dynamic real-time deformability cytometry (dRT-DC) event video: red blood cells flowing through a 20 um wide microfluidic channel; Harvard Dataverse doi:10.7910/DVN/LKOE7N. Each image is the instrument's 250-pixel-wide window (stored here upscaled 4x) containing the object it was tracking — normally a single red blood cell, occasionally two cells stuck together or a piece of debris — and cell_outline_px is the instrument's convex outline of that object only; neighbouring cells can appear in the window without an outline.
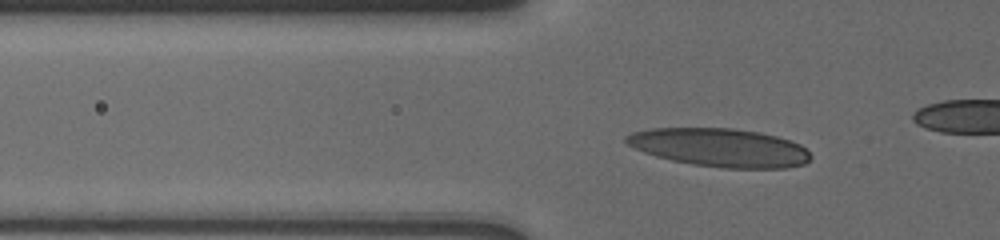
{"species": "human", "species_latin": "Homo sapiens", "temperature_condition": "cold", "stored_images_in_passage": 31, "camera_frame_rate_fps": 3000, "um_per_image_px": 0.085, "donor": {"sex": "male"}, "frame": {"image": 1, "passage_image": 10, "time_ms": 4.0, "image_size_px": [1000, 240], "cell_outline_px": [[812, 156], [804, 164], [788, 168], [720, 168], [692, 164], [672, 160], [656, 156], [644, 152], [628, 144], [624, 140], [624, 136], [632, 132], [652, 128], [732, 128], [760, 132], [776, 136], [800, 144]], "centroid_in_image_um": [61.18, 12.54], "position_along_channel_um": 64.6, "area_um2": 41.21}}
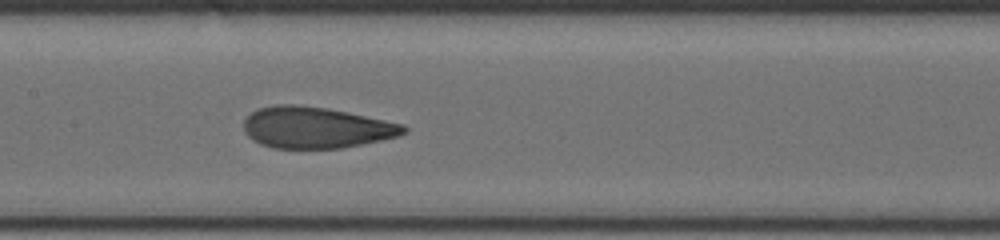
{"frame": {"image": 2, "passage_image": 19, "time_ms": 7.333, "image_size_px": [1000, 240], "cell_outline_px": [[408, 132], [400, 136], [340, 148], [272, 148], [260, 144], [252, 140], [244, 132], [244, 120], [252, 112], [260, 108], [276, 104], [292, 104], [328, 108], [348, 112], [404, 124], [408, 128]], "centroid_in_image_um": [26.86, 10.84], "position_along_channel_um": 180.5, "area_um2": 38.55}}
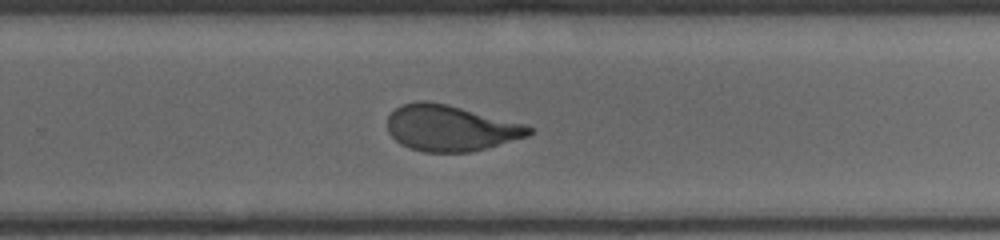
{"frame": {"image": 3, "passage_image": 28, "time_ms": 10.333, "image_size_px": [1000, 240], "cell_outline_px": [[532, 132], [528, 136], [484, 148], [468, 152], [424, 152], [408, 148], [400, 144], [388, 132], [388, 116], [400, 104], [420, 100], [428, 100], [448, 104], [528, 124], [532, 128]], "centroid_in_image_um": [38.28, 10.87], "position_along_channel_um": 291.5, "area_um2": 38.09}}